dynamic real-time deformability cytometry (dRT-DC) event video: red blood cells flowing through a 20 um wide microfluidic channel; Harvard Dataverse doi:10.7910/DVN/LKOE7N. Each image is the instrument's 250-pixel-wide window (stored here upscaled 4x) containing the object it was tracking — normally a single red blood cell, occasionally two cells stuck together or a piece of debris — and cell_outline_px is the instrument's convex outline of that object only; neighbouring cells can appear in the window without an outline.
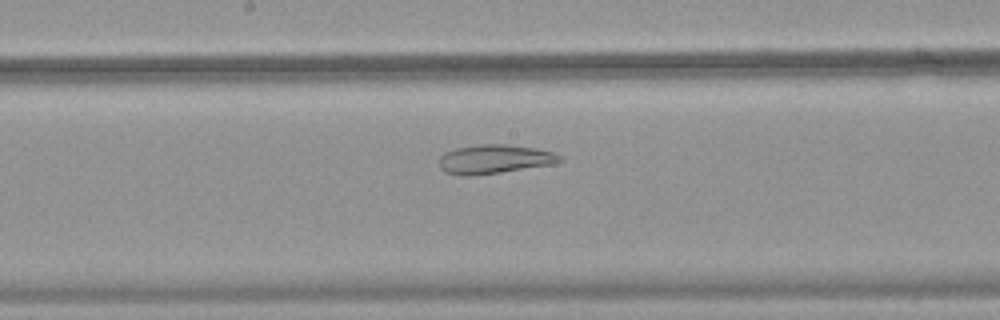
{"species": "common noctule bat (a hibernating species)", "species_latin": "Nyctalus noctula", "temperature_condition": "warm", "stored_images_in_passage": 30, "camera_frame_rate_fps": 3000, "um_per_image_px": 0.085, "animal": {"sex": "female", "body_mass_g": 18.4}, "frame": {"image": 1, "passage_image": 12, "time_ms": 3.667, "image_size_px": [1000, 320], "cell_outline_px": [[564, 160], [552, 164], [500, 172], [468, 176], [464, 176], [444, 172], [440, 168], [440, 156], [444, 152], [456, 148], [480, 144], [508, 144], [536, 148], [556, 152]], "centroid_in_image_um": [42.03, 13.52], "position_along_channel_um": 206.2, "area_um2": 20.4}}
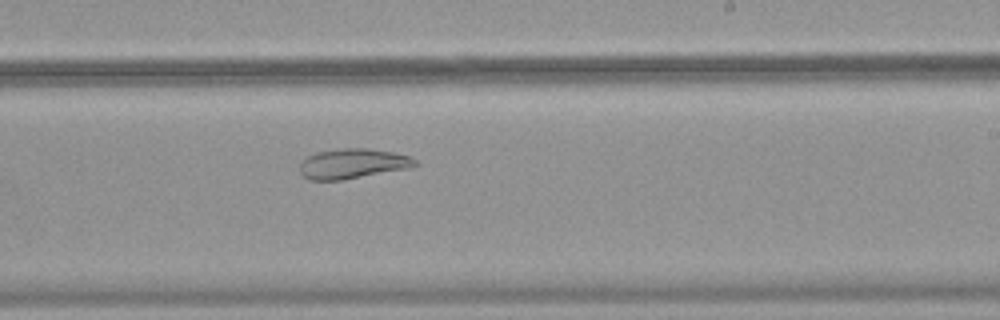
{"frame": {"image": 2, "passage_image": 16, "time_ms": 5.0, "image_size_px": [1000, 320], "cell_outline_px": [[420, 164], [412, 168], [340, 180], [308, 180], [300, 172], [300, 164], [308, 156], [316, 152], [340, 148], [368, 148], [392, 152], [408, 156], [416, 160]], "centroid_in_image_um": [30.0, 13.91], "position_along_channel_um": 259.0, "area_um2": 20.17}}
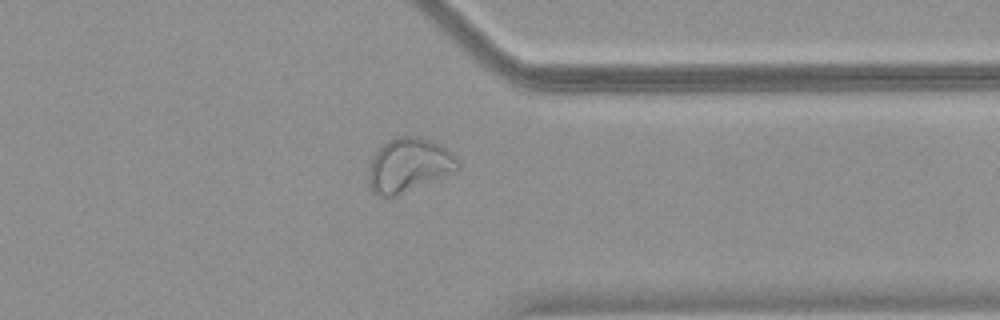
{"frame": {"image": 3, "passage_image": 25, "time_ms": 8.0, "image_size_px": [1000, 320], "cell_outline_px": [[460, 168], [456, 172], [392, 196], [376, 196], [372, 192], [368, 184], [368, 172], [372, 160], [376, 152], [388, 140], [400, 136], [420, 136], [444, 148], [460, 164]], "centroid_in_image_um": [34.71, 14.05], "position_along_channel_um": 376.7, "area_um2": 27.46}}